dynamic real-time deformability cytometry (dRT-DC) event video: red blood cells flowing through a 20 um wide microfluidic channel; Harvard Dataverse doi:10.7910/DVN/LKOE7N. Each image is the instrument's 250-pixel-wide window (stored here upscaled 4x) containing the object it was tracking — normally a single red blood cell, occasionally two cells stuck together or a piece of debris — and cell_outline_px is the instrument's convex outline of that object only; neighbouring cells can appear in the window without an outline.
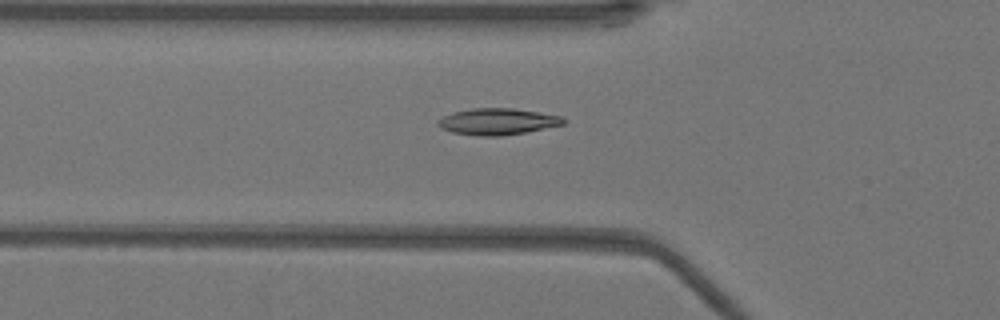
{"species": "Egyptian fruit bat (a non-hibernating species)", "species_latin": "Rousettus aegyptiacus", "temperature_condition": "warm", "stored_images_in_passage": 43, "camera_frame_rate_fps": 3000, "um_per_image_px": 0.085, "animal": {"sex": "female"}, "frame": {"image": 1, "passage_image": 9, "time_ms": 2.667, "image_size_px": [1000, 320], "cell_outline_px": [[568, 120], [564, 124], [524, 132], [500, 136], [480, 136], [452, 132], [440, 128], [436, 124], [436, 120], [452, 112], [472, 108], [512, 108], [564, 116]], "centroid_in_image_um": [42.28, 10.32], "position_along_channel_um": 83.5, "area_um2": 19.42}}
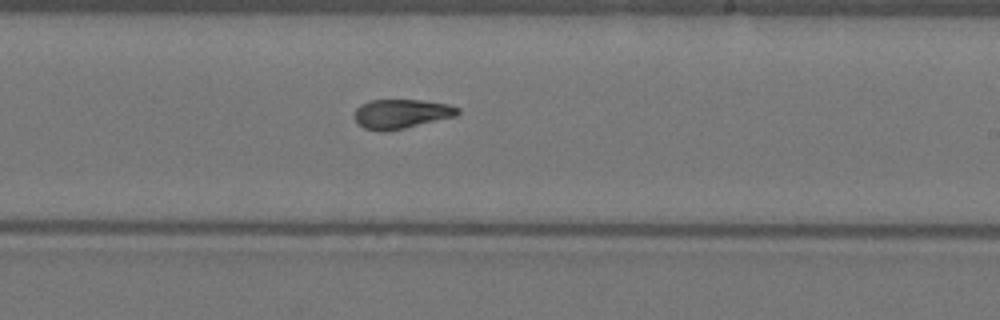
{"frame": {"image": 2, "passage_image": 22, "time_ms": 7.0, "image_size_px": [1000, 320], "cell_outline_px": [[460, 112], [456, 116], [404, 128], [384, 132], [380, 132], [364, 128], [356, 120], [356, 108], [360, 104], [368, 100], [420, 100], [448, 104], [460, 108]], "centroid_in_image_um": [34.12, 9.67], "position_along_channel_um": 254.9, "area_um2": 17.57}}
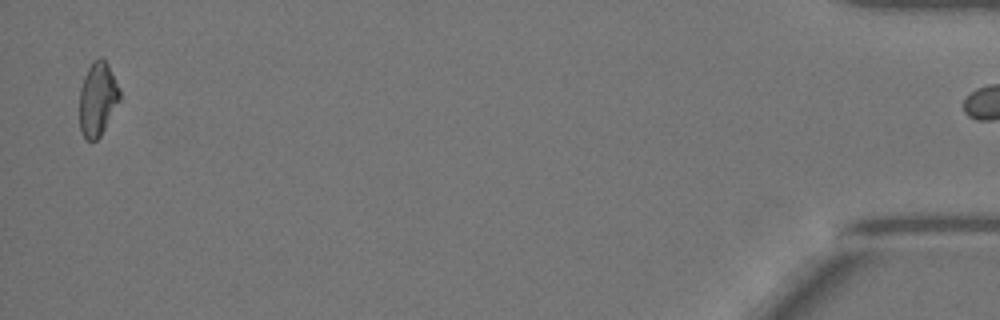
{"frame": {"image": 3, "passage_image": 42, "time_ms": 13.667, "image_size_px": [1000, 320], "cell_outline_px": [[120, 100], [100, 136], [96, 140], [84, 140], [80, 132], [80, 88], [84, 76], [92, 60], [100, 56], [108, 64], [120, 88]], "centroid_in_image_um": [8.29, 8.41], "position_along_channel_um": 426.9, "area_um2": 17.4}, "authors_computed_cell_mechanics": {"area_um2": 17.8602, "velocity_mm_per_s": 3.9418, "shape_relaxation_time_tau1_ms": 6.4354, "shape_relaxation_time_tau2_ms": 1.068, "deformation_change_tau1": 0.1963, "deformation_change_tau2": 0.0613}}